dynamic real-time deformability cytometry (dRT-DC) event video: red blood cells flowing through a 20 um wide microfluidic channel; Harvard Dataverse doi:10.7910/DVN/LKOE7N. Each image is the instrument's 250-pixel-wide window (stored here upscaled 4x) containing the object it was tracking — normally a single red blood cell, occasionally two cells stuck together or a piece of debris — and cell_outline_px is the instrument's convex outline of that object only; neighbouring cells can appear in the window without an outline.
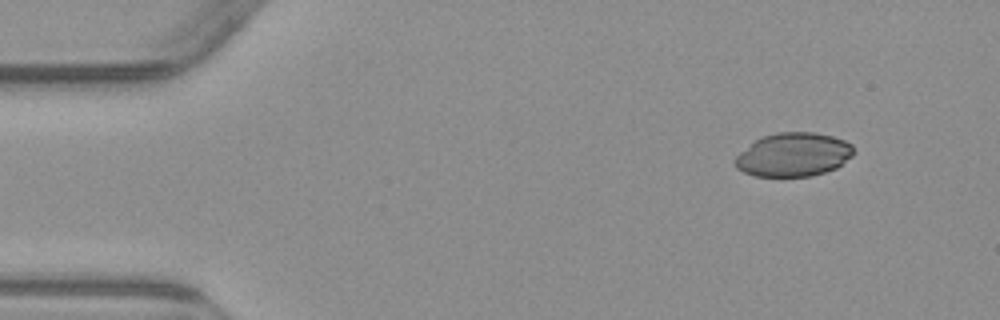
{"species": "common noctule bat (a hibernating species)", "species_latin": "Nyctalus noctula", "temperature_condition": "warm", "stored_images_in_passage": 5, "camera_frame_rate_fps": 3000, "um_per_image_px": 0.085, "animal": {"sex": "male", "body_mass_g": 23.1, "forearm_length_mm": 52.7}, "frame": {"image": 1, "passage_image": 1, "time_ms": 0.0, "image_size_px": [1000, 320], "cell_outline_px": [[852, 156], [836, 168], [812, 176], [756, 176], [744, 172], [736, 168], [732, 160], [740, 152], [756, 140], [764, 136], [776, 132], [816, 132], [832, 136], [844, 140], [852, 144]], "centroid_in_image_um": [67.42, 13.14], "position_along_channel_um": 17.6, "area_um2": 30.11}}